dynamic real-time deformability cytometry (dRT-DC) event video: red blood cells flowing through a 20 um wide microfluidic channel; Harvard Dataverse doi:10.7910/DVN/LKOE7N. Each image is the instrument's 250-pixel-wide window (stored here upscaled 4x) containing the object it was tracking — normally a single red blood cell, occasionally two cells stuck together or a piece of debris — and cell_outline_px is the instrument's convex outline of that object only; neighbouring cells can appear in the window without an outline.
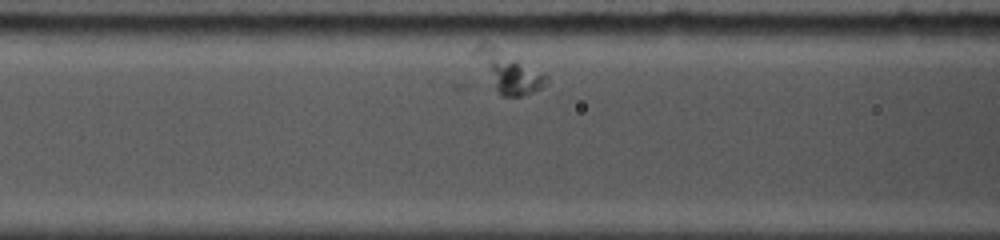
{"species": "common noctule bat (a hibernating species)", "species_latin": "Nyctalus noctula", "temperature_condition": "cold", "stored_images_in_passage": 31, "camera_frame_rate_fps": 5000, "um_per_image_px": 0.085, "animal": {"sex": "female", "body_mass_g": 19.0, "forearm_length_mm": 53.3}, "frame": {"image": 1, "passage_image": 7, "time_ms": 2.0, "image_size_px": [1000, 240], "cell_outline_px": [[548, 84], [532, 92], [520, 96], [500, 96], [472, 52], [472, 48], [480, 40], [484, 40], [548, 76]], "centroid_in_image_um": [43.17, 6.05], "position_along_channel_um": 123.4, "area_um2": 16.65}}
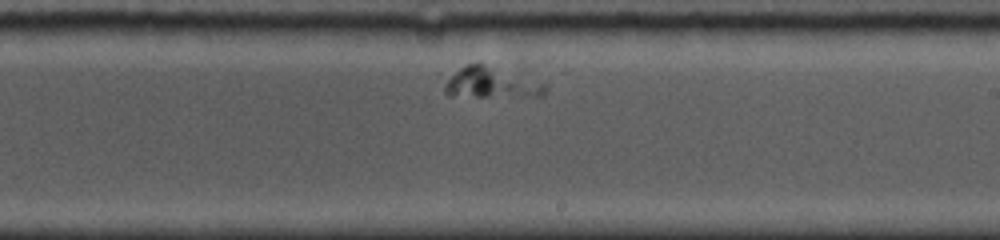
{"frame": {"image": 2, "passage_image": 18, "time_ms": 5.8, "image_size_px": [1000, 240], "cell_outline_px": [[548, 84], [544, 96], [448, 96], [444, 92], [444, 84], [460, 68], [468, 64], [484, 64]], "centroid_in_image_um": [41.77, 7.06], "position_along_channel_um": 247.2, "area_um2": 17.69}}
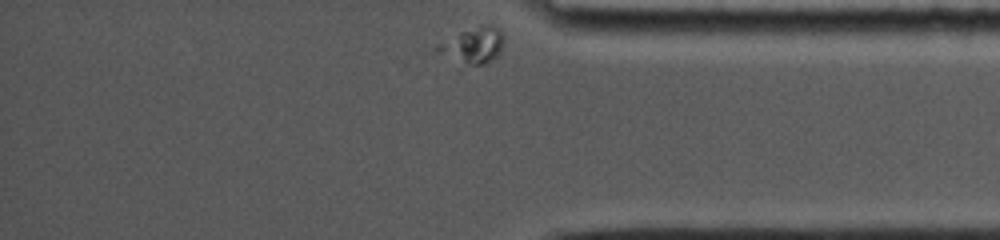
{"frame": {"image": 3, "passage_image": 31, "time_ms": 10.4, "image_size_px": [1000, 240], "cell_outline_px": [[500, 48], [496, 56], [492, 60], [480, 64], [468, 64], [436, 52], [432, 48], [436, 44], [460, 32], [488, 24], [496, 24], [500, 32]], "centroid_in_image_um": [40.14, 3.83], "position_along_channel_um": 395.1, "area_um2": 13.18}}